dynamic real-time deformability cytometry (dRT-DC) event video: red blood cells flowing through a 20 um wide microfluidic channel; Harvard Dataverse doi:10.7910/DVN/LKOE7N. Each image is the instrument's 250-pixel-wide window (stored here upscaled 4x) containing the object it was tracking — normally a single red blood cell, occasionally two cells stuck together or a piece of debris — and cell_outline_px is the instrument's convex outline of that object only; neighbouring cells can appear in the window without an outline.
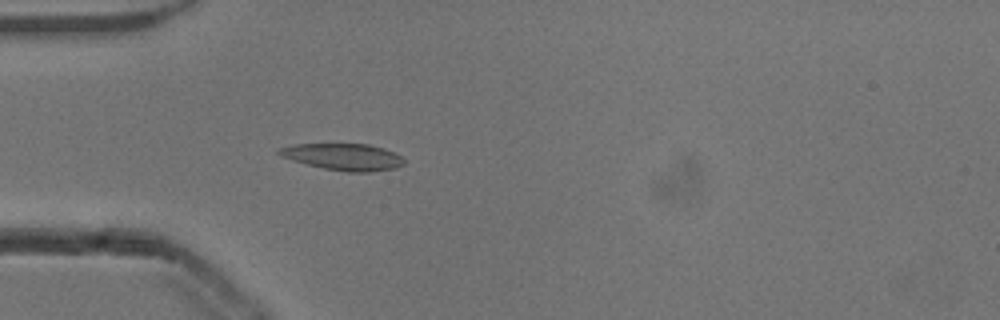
{"species": "common noctule bat (a hibernating species)", "species_latin": "Nyctalus noctula", "temperature_condition": "cold", "stored_images_in_passage": 45, "camera_frame_rate_fps": 3000, "um_per_image_px": 0.085, "animal": {"sex": "male", "body_mass_g": 13.3}, "frame": {"image": 1, "passage_image": 8, "time_ms": 2.333, "image_size_px": [1000, 320], "cell_outline_px": [[404, 164], [396, 168], [368, 172], [348, 172], [324, 168], [292, 160], [280, 156], [276, 152], [280, 148], [292, 144], [368, 144], [384, 148], [400, 156], [404, 160]], "centroid_in_image_um": [29.17, 13.33], "position_along_channel_um": 55.8, "area_um2": 19.31}}
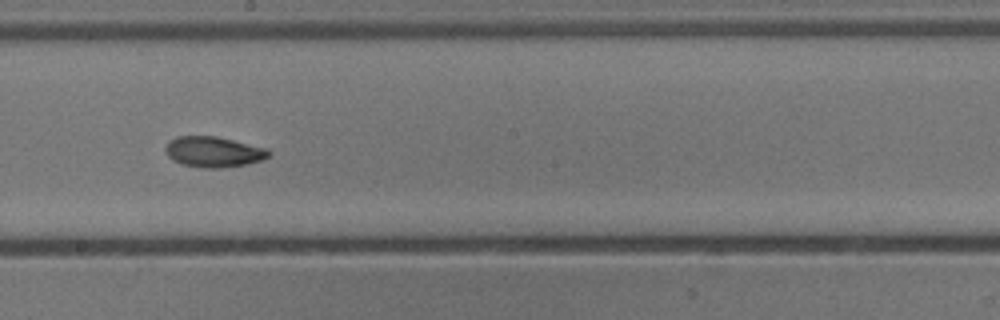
{"frame": {"image": 2, "passage_image": 22, "time_ms": 7.0, "image_size_px": [1000, 320], "cell_outline_px": [[272, 152], [268, 156], [260, 160], [248, 164], [220, 168], [204, 168], [184, 164], [172, 160], [168, 156], [164, 148], [168, 140], [176, 136], [216, 136], [268, 148]], "centroid_in_image_um": [18.14, 12.9], "position_along_channel_um": 230.1, "area_um2": 18.5}}
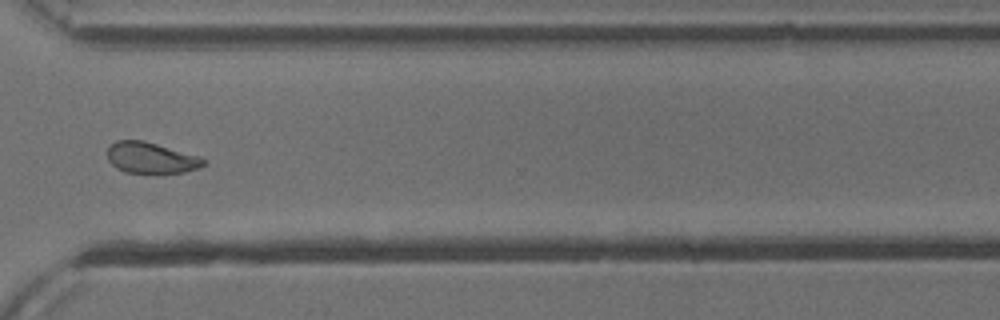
{"frame": {"image": 3, "passage_image": 32, "time_ms": 10.333, "image_size_px": [1000, 320], "cell_outline_px": [[204, 164], [196, 168], [184, 172], [160, 176], [124, 172], [116, 168], [108, 160], [108, 148], [116, 140], [144, 140], [200, 156], [204, 160]], "centroid_in_image_um": [12.82, 13.46], "position_along_channel_um": 357.8, "area_um2": 17.98}, "authors_computed_cell_mechanics": {"area_um2": 18.1492, "velocity_mm_per_s": 3.8417, "shape_relaxation_time_tau1_ms": 10.0021, "shape_relaxation_time_tau2_ms": 2.9542, "deformation_change_tau1": 0.2658, "deformation_change_tau2": 0.0859}}